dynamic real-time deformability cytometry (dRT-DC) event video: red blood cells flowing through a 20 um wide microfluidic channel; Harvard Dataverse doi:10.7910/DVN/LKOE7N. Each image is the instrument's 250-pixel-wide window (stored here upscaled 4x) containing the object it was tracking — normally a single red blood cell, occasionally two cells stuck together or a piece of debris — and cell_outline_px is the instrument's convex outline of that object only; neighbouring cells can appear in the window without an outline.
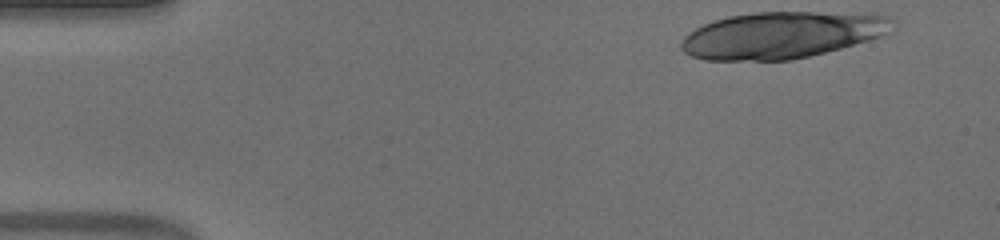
{"species": "human", "species_latin": "Homo sapiens", "temperature_condition": "warm", "stored_images_in_passage": 14, "camera_frame_rate_fps": 3000, "um_per_image_px": 0.085, "donor": {"sex": "male"}, "frame": {"image": 1, "passage_image": 1, "time_ms": 0.0, "image_size_px": [1000, 240], "cell_outline_px": [[896, 28], [880, 36], [840, 48], [808, 56], [788, 60], [704, 60], [692, 56], [684, 52], [680, 48], [680, 44], [684, 36], [688, 32], [704, 24], [728, 16], [752, 12], [872, 12], [892, 16], [896, 20]], "centroid_in_image_um": [66.53, 2.95], "position_along_channel_um": 18.5, "area_um2": 58.03}}
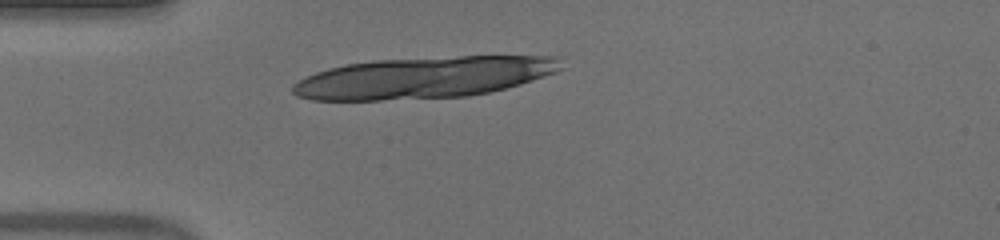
{"frame": {"image": 2, "passage_image": 10, "time_ms": 3.0, "image_size_px": [1000, 240], "cell_outline_px": [[564, 68], [556, 72], [520, 84], [488, 92], [468, 96], [380, 100], [312, 100], [296, 96], [292, 92], [292, 84], [316, 72], [328, 68], [344, 64], [376, 60], [460, 56], [556, 56]], "centroid_in_image_um": [35.99, 6.59], "position_along_channel_um": 49.0, "area_um2": 64.56}}